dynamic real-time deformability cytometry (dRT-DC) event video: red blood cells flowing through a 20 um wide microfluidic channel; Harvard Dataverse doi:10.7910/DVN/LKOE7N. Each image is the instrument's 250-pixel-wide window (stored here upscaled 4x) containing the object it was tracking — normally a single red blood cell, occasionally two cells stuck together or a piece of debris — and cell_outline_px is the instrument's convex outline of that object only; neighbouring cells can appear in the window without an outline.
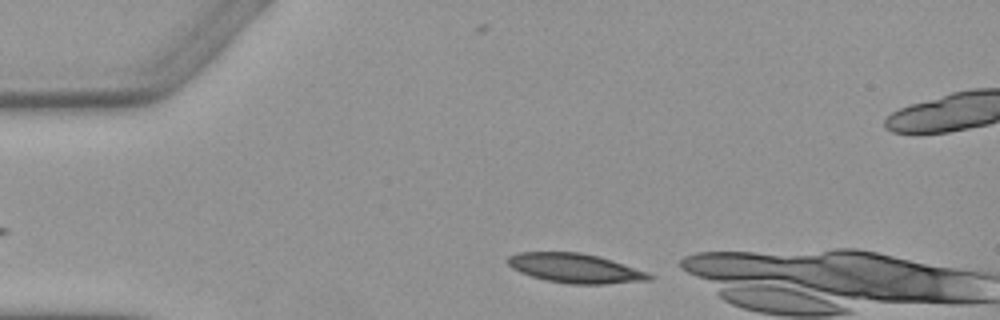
{"species": "Egyptian fruit bat (a non-hibernating species)", "species_latin": "Rousettus aegyptiacus", "temperature_condition": "warm", "stored_images_in_passage": 2, "camera_frame_rate_fps": 3000, "um_per_image_px": 0.085, "animal": {"sex": "female"}, "frame": {"image": 1, "passage_image": 2, "time_ms": 2.0, "image_size_px": [1000, 320], "cell_outline_px": [[656, 276], [652, 280], [608, 284], [572, 284], [548, 280], [532, 276], [520, 272], [512, 268], [508, 264], [508, 256], [516, 252], [580, 252], [612, 260], [648, 272]], "centroid_in_image_um": [48.94, 22.8], "position_along_channel_um": 36.1, "area_um2": 24.22}}